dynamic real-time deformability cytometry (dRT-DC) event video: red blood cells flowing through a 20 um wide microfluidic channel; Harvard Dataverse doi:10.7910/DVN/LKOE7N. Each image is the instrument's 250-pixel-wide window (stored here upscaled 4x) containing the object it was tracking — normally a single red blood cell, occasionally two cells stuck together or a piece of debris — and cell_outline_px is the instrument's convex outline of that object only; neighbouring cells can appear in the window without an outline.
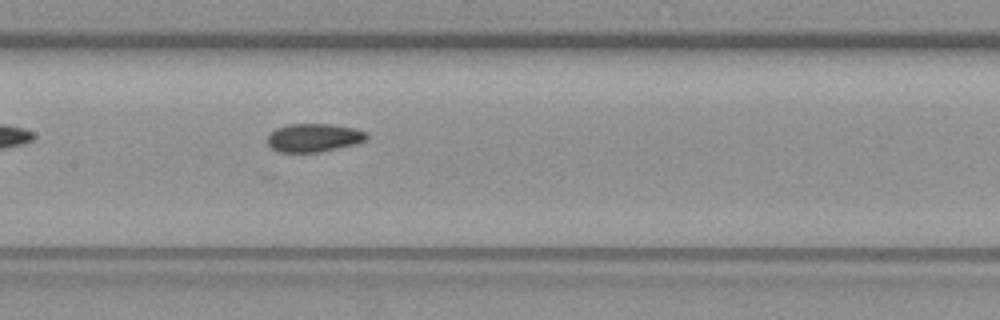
{"species": "common noctule bat (a hibernating species)", "species_latin": "Nyctalus noctula", "temperature_condition": "warm", "stored_images_in_passage": 58, "segment_of_instrument_passage": [2, 2], "camera_frame_rate_fps": 3000, "um_per_image_px": 0.085, "animal": {"sex": "female", "body_mass_g": 19.3, "forearm_length_mm": 54.1}, "frame": {"image": 1, "passage_image": 28, "time_ms": 9.0, "image_size_px": [1000, 320], "cell_outline_px": [[368, 136], [364, 140], [352, 144], [320, 152], [280, 152], [272, 148], [268, 144], [268, 136], [276, 128], [288, 124], [332, 124], [356, 128], [368, 132]], "centroid_in_image_um": [26.67, 11.69], "position_along_channel_um": 180.7, "area_um2": 16.24}}
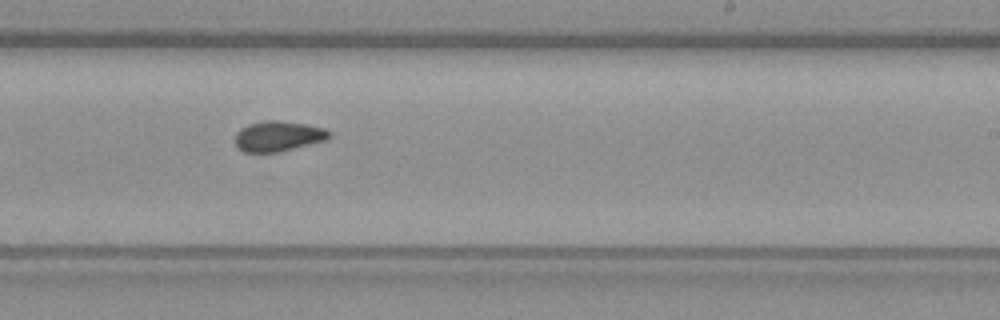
{"frame": {"image": 2, "passage_image": 35, "time_ms": 11.333, "image_size_px": [1000, 320], "cell_outline_px": [[332, 136], [324, 140], [280, 152], [244, 152], [236, 148], [236, 132], [240, 128], [248, 124], [264, 120], [276, 120], [304, 124], [324, 128], [332, 132]], "centroid_in_image_um": [23.62, 11.57], "position_along_channel_um": 265.4, "area_um2": 16.65}}
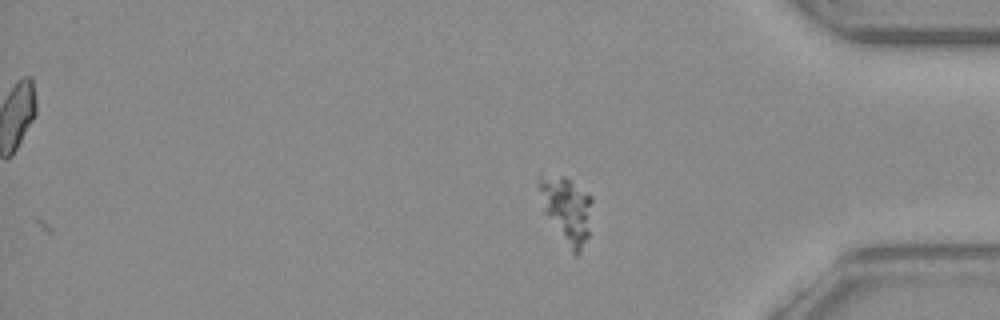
{"frame": {"image": 3, "passage_image": 58, "time_ms": 19.0, "image_size_px": [1000, 320], "cell_outline_px": [[592, 200], [588, 236], [580, 252], [576, 256], [572, 252], [544, 212], [536, 188], [536, 176], [540, 168], [564, 176], [592, 196]], "centroid_in_image_um": [48.06, 17.65], "position_along_channel_um": 387.1, "area_um2": 21.15}}